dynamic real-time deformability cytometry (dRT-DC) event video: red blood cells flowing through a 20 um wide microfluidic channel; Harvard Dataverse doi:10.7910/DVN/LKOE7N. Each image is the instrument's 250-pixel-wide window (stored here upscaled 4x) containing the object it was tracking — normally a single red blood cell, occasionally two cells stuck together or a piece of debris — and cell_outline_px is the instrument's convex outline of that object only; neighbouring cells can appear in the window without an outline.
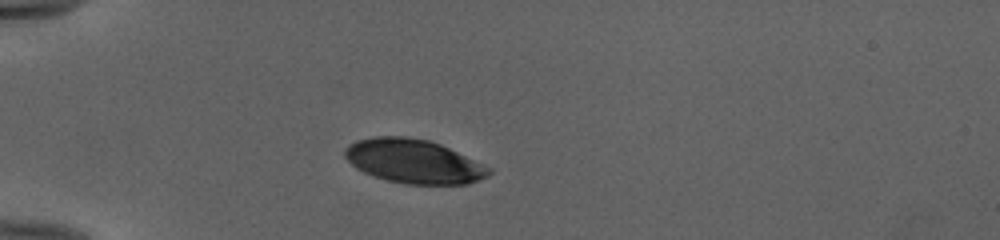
{"species": "human", "species_latin": "Homo sapiens", "temperature_condition": "cold", "stored_images_in_passage": 38, "camera_frame_rate_fps": 3000, "um_per_image_px": 0.085, "donor": {"sex": "female"}, "frame": {"image": 1, "passage_image": 1, "time_ms": 0.0, "image_size_px": [1000, 240], "cell_outline_px": [[492, 172], [468, 184], [404, 184], [388, 180], [364, 172], [356, 168], [344, 156], [344, 148], [348, 144], [356, 140], [376, 136], [404, 136], [428, 140], [440, 144], [492, 168]], "centroid_in_image_um": [35.13, 13.7], "position_along_channel_um": 49.9, "area_um2": 36.65}}
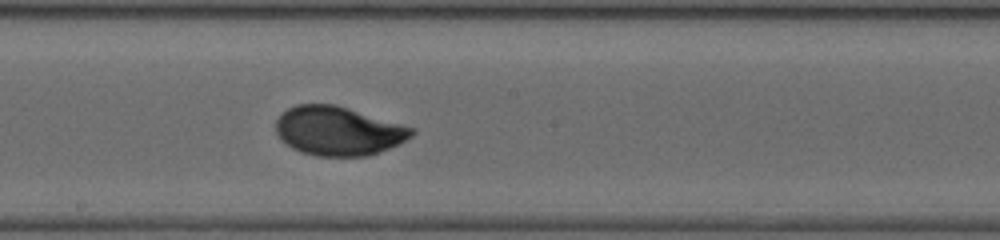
{"frame": {"image": 2, "passage_image": 16, "time_ms": 5.0, "image_size_px": [1000, 240], "cell_outline_px": [[416, 132], [412, 136], [400, 144], [380, 152], [368, 156], [316, 156], [300, 152], [292, 148], [280, 140], [276, 132], [276, 120], [288, 108], [296, 104], [336, 104], [416, 128]], "centroid_in_image_um": [28.77, 11.13], "position_along_channel_um": 219.4, "area_um2": 39.13}}
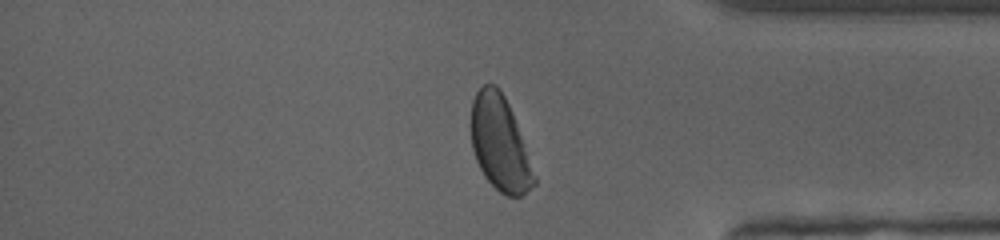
{"frame": {"image": 3, "passage_image": 30, "time_ms": 9.667, "image_size_px": [1000, 240], "cell_outline_px": [[536, 184], [520, 196], [508, 196], [500, 192], [484, 176], [476, 160], [472, 148], [472, 100], [476, 92], [484, 84], [496, 84], [500, 88], [512, 112], [536, 176]], "centroid_in_image_um": [42.49, 12.19], "position_along_channel_um": 392.7, "area_um2": 34.33}, "authors_computed_cell_mechanics": {"area_um2": 38.6393, "velocity_mm_per_s": 3.9654, "shape_relaxation_time_tau1_ms": 2.9626, "shape_relaxation_time_tau2_ms": null, "deformation_change_tau1": 0.1469, "deformation_change_tau2": null}}